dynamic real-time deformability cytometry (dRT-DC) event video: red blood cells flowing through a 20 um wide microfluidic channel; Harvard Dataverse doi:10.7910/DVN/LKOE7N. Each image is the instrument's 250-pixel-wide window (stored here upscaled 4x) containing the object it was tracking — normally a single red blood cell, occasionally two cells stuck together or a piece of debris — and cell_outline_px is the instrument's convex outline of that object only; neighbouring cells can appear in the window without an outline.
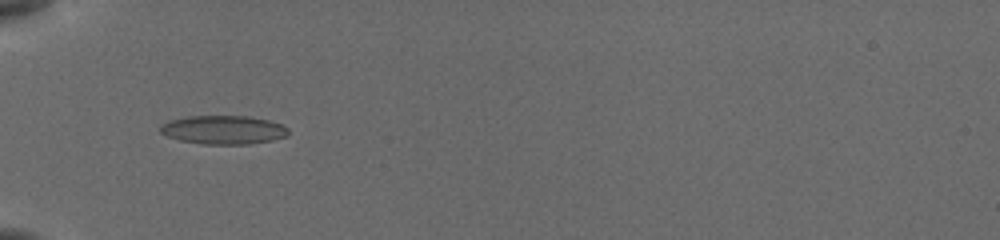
{"species": "common noctule bat (a hibernating species)", "species_latin": "Nyctalus noctula", "temperature_condition": "cold", "stored_images_in_passage": 55, "camera_frame_rate_fps": 3000, "um_per_image_px": 0.085, "animal": {"sex": "female", "body_mass_g": 19.5, "forearm_length_mm": 54.1}, "frame": {"image": 1, "passage_image": 1, "time_ms": 0.0, "image_size_px": [1000, 240], "cell_outline_px": [[288, 136], [272, 140], [248, 144], [204, 144], [180, 140], [168, 136], [160, 132], [160, 124], [168, 120], [188, 116], [248, 116], [268, 120], [280, 124], [288, 128]], "centroid_in_image_um": [18.97, 11.03], "position_along_channel_um": 66.0, "area_um2": 21.39}}
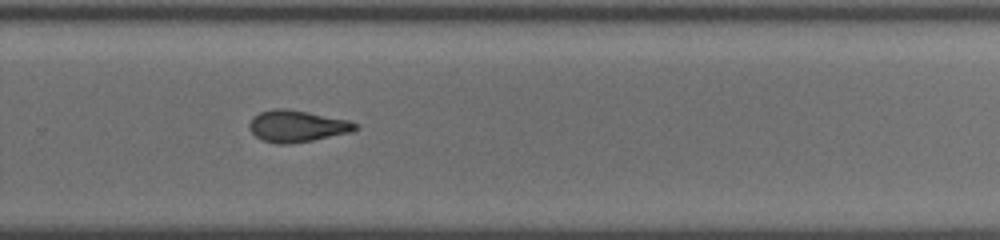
{"frame": {"image": 2, "passage_image": 31, "time_ms": 6.333, "image_size_px": [1000, 240], "cell_outline_px": [[356, 128], [352, 132], [312, 140], [288, 144], [276, 144], [260, 140], [248, 128], [248, 124], [252, 116], [260, 112], [272, 108], [288, 108], [348, 120], [356, 124]], "centroid_in_image_um": [25.17, 10.71], "position_along_channel_um": 304.6, "area_um2": 19.65}}
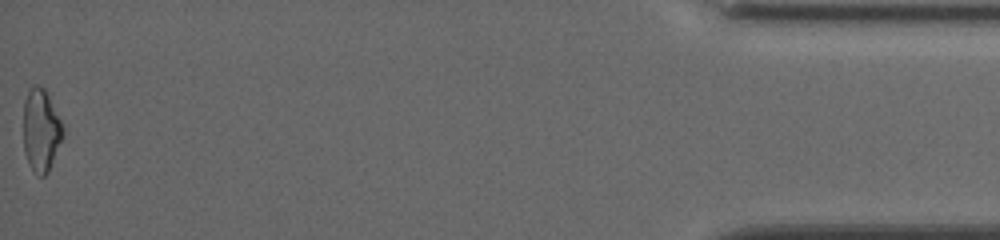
{"frame": {"image": 3, "passage_image": 55, "time_ms": 11.667, "image_size_px": [1000, 240], "cell_outline_px": [[64, 136], [48, 172], [44, 176], [40, 176], [28, 164], [24, 152], [24, 100], [28, 88], [32, 84], [36, 84], [44, 88], [64, 128]], "centroid_in_image_um": [3.48, 11.06], "position_along_channel_um": 431.7, "area_um2": 19.02}, "authors_computed_cell_mechanics": {"area_um2": 19.363, "velocity_mm_per_s": 3.8773, "shape_relaxation_time_tau1_ms": null, "shape_relaxation_time_tau2_ms": 2.3593, "deformation_change_tau1": null, "deformation_change_tau2": 0.0832}}